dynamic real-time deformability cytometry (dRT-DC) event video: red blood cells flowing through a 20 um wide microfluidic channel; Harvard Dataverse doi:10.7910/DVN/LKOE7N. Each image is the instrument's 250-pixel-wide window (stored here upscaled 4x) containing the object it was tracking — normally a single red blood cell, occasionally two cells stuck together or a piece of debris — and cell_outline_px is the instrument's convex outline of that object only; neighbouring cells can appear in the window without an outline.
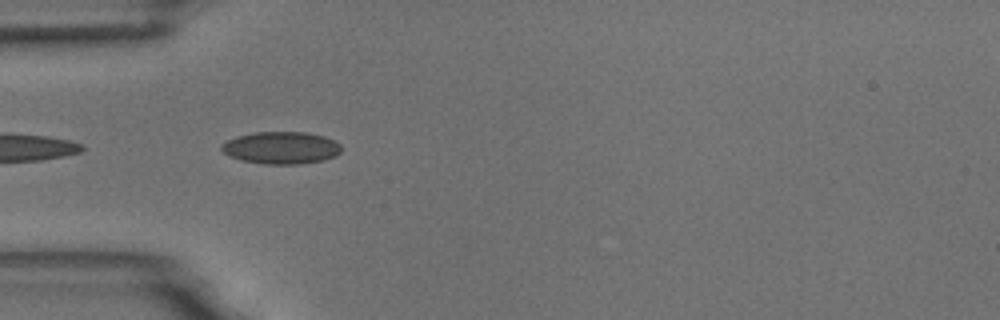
{"species": "common noctule bat (a hibernating species)", "species_latin": "Nyctalus noctula", "temperature_condition": "room temperature", "stored_images_in_passage": 6, "camera_frame_rate_fps": 3000, "um_per_image_px": 0.085, "animal": {"sex": "male", "body_mass_g": 18.8}, "frame": {"image": 1, "passage_image": 2, "time_ms": 0.333, "image_size_px": [1000, 320], "cell_outline_px": [[340, 152], [336, 156], [324, 160], [300, 164], [264, 164], [240, 160], [228, 156], [220, 148], [220, 144], [236, 136], [256, 132], [308, 132], [324, 136], [340, 144]], "centroid_in_image_um": [23.88, 12.56], "position_along_channel_um": 61.1, "area_um2": 22.66}}